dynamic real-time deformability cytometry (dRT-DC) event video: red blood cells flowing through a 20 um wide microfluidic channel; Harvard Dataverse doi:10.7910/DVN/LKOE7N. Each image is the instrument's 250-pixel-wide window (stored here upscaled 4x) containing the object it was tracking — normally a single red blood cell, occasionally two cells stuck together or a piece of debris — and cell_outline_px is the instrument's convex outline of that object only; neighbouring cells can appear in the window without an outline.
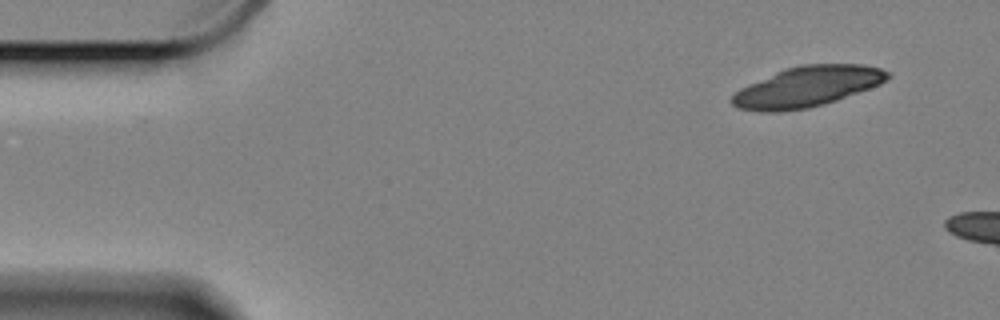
{"species": "Egyptian fruit bat (a non-hibernating species)", "species_latin": "Rousettus aegyptiacus", "temperature_condition": "cold", "stored_images_in_passage": 8, "camera_frame_rate_fps": 3000, "um_per_image_px": 0.085, "animal": {"sex": "female"}, "frame": {"image": 1, "passage_image": 1, "time_ms": 0.0, "image_size_px": [1000, 320], "cell_outline_px": [[892, 76], [880, 84], [836, 100], [824, 104], [808, 108], [780, 112], [760, 112], [736, 108], [728, 100], [740, 88], [748, 84], [784, 68], [800, 64], [864, 64], [880, 68], [888, 72]], "centroid_in_image_um": [68.57, 7.37], "position_along_channel_um": 16.4, "area_um2": 36.88}}